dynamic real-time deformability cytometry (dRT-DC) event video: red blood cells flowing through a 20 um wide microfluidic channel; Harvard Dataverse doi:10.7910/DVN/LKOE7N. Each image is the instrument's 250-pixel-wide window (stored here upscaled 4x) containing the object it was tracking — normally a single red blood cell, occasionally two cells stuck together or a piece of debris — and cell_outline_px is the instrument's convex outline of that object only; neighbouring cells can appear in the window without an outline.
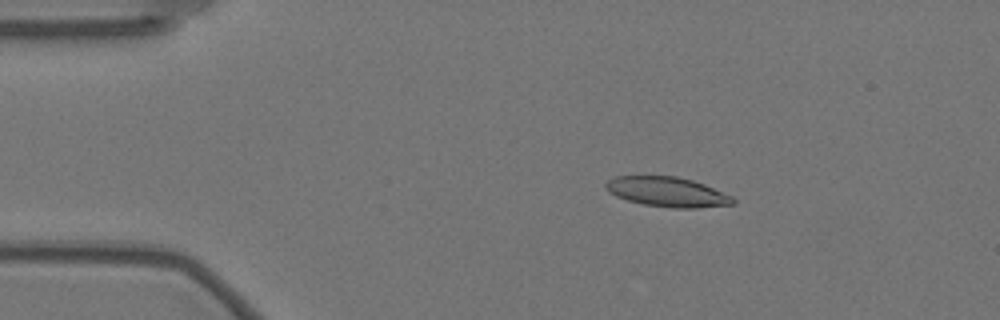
{"species": "Egyptian fruit bat (a non-hibernating species)", "species_latin": "Rousettus aegyptiacus", "temperature_condition": "warm", "stored_images_in_passage": 57, "camera_frame_rate_fps": 3000, "um_per_image_px": 0.085, "animal": {"sex": "female"}, "frame": {"image": 1, "passage_image": 10, "time_ms": 3.0, "image_size_px": [1000, 320], "cell_outline_px": [[736, 204], [696, 208], [672, 208], [644, 204], [628, 200], [616, 196], [608, 192], [604, 188], [604, 184], [608, 180], [616, 176], [676, 176], [692, 180], [704, 184], [732, 196], [736, 200]], "centroid_in_image_um": [56.72, 16.31], "position_along_channel_um": 28.3, "area_um2": 22.14}}
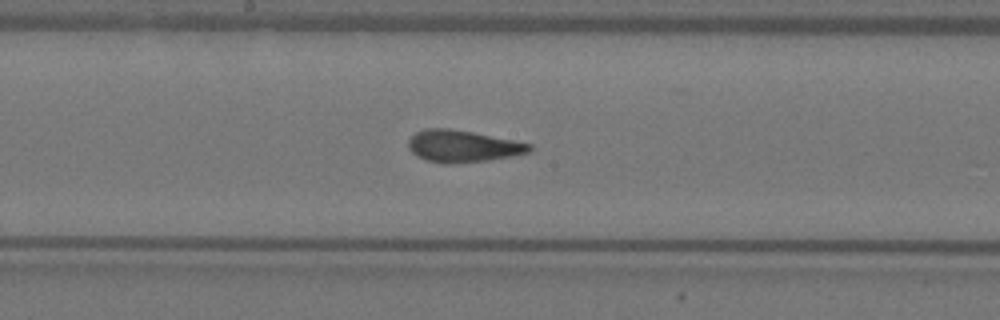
{"frame": {"image": 2, "passage_image": 30, "time_ms": 9.667, "image_size_px": [1000, 320], "cell_outline_px": [[532, 148], [528, 152], [512, 156], [488, 160], [448, 164], [444, 164], [424, 160], [416, 156], [408, 148], [408, 140], [416, 132], [424, 128], [448, 128], [472, 132], [532, 144]], "centroid_in_image_um": [39.28, 12.43], "position_along_channel_um": 208.9, "area_um2": 22.48}}
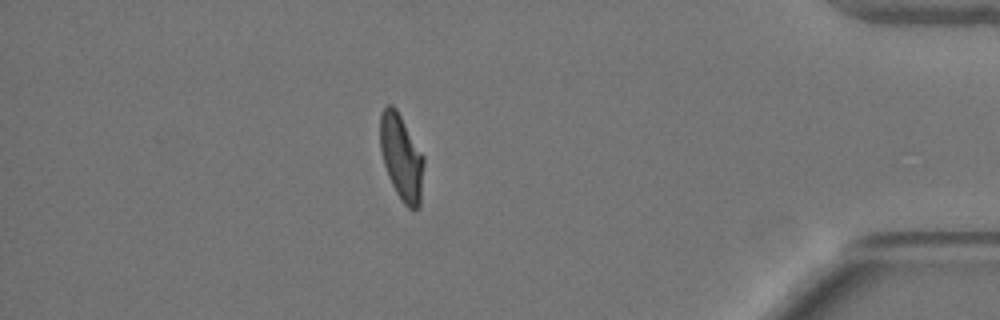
{"frame": {"image": 3, "passage_image": 50, "time_ms": 16.333, "image_size_px": [1000, 320], "cell_outline_px": [[424, 164], [420, 208], [408, 208], [404, 204], [396, 192], [388, 176], [380, 152], [380, 112], [388, 104], [392, 104], [396, 108], [424, 156]], "centroid_in_image_um": [34.12, 13.36], "position_along_channel_um": 401.1, "area_um2": 21.91}, "authors_computed_cell_mechanics": {"area_um2": 22.253, "velocity_mm_per_s": 3.5305, "shape_relaxation_time_tau1_ms": 6.9317, "shape_relaxation_time_tau2_ms": 1.3391, "deformation_change_tau1": 0.2198, "deformation_change_tau2": 0.0857}}